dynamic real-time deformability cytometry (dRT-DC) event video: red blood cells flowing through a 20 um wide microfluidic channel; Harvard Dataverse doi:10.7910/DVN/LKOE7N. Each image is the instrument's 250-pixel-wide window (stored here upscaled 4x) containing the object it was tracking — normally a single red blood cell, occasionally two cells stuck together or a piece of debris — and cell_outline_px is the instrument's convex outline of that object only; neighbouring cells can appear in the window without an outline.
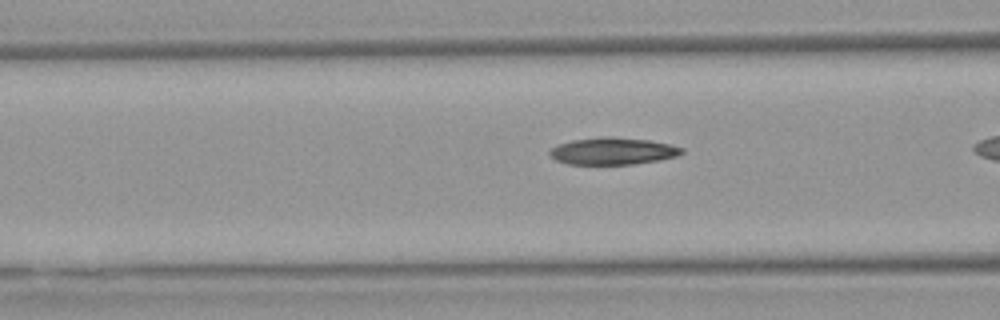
{"species": "Egyptian fruit bat (a non-hibernating species)", "species_latin": "Rousettus aegyptiacus", "temperature_condition": "warm", "stored_images_in_passage": 34, "camera_frame_rate_fps": 3000, "um_per_image_px": 0.085, "animal": {"sex": "female"}, "frame": {"image": 1, "passage_image": 14, "time_ms": 4.333, "image_size_px": [1000, 320], "cell_outline_px": [[684, 152], [676, 156], [660, 160], [632, 164], [568, 164], [556, 160], [548, 152], [552, 148], [560, 144], [572, 140], [600, 136], [612, 136], [648, 140], [668, 144], [684, 148]], "centroid_in_image_um": [52.1, 12.83], "position_along_channel_um": 114.5, "area_um2": 20.75}}
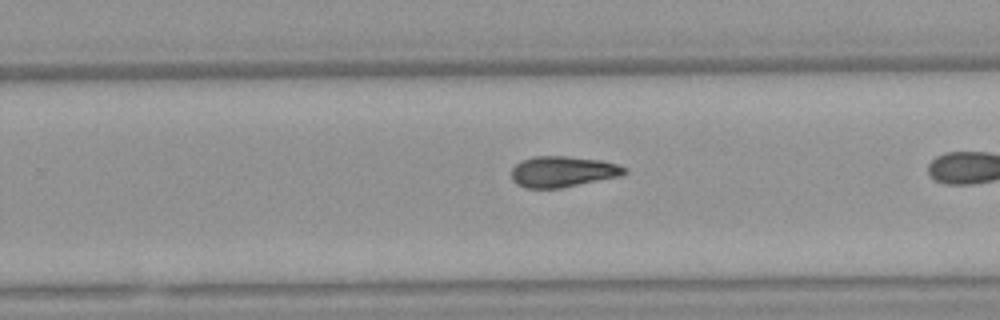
{"frame": {"image": 2, "passage_image": 27, "time_ms": 8.667, "image_size_px": [1000, 320], "cell_outline_px": [[628, 172], [620, 176], [560, 188], [524, 188], [516, 184], [512, 180], [512, 168], [516, 164], [532, 156], [564, 156], [600, 160], [616, 164], [628, 168]], "centroid_in_image_um": [47.82, 14.59], "position_along_channel_um": 282.0, "area_um2": 20.29}}
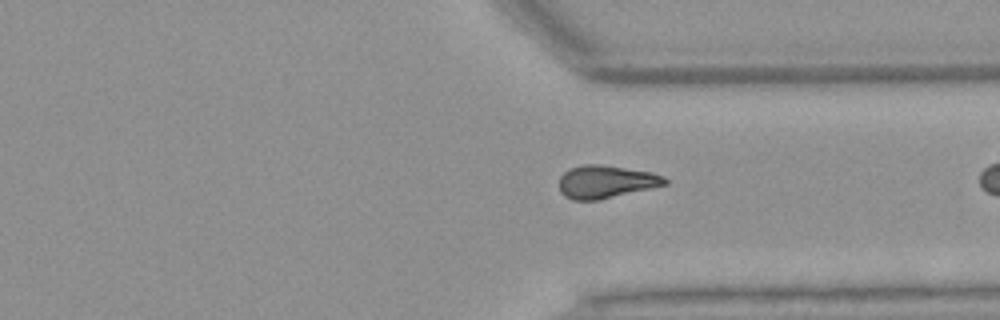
{"frame": {"image": 3, "passage_image": 33, "time_ms": 10.667, "image_size_px": [1000, 320], "cell_outline_px": [[668, 184], [600, 200], [572, 200], [564, 196], [560, 192], [560, 176], [568, 168], [584, 164], [600, 164], [652, 172], [664, 176], [668, 180]], "centroid_in_image_um": [51.5, 15.45], "position_along_channel_um": 359.9, "area_um2": 20.4}}